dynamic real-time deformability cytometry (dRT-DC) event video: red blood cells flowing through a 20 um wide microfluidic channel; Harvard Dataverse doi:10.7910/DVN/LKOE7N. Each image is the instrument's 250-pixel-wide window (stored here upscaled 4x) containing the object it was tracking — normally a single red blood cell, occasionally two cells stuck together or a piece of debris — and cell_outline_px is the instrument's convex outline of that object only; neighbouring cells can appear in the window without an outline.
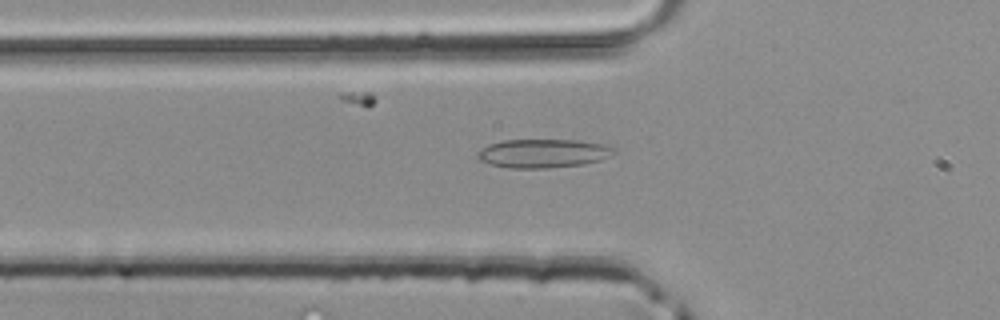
{"species": "common noctule bat (a hibernating species)", "species_latin": "Nyctalus noctula", "temperature_condition": "room temperature", "stored_images_in_passage": 5, "camera_frame_rate_fps": 3000, "um_per_image_px": 0.085, "animal": {"sex": "male", "body_mass_g": 20.4}, "frame": {"image": 1, "passage_image": 5, "time_ms": 1.333, "image_size_px": [1000, 320], "cell_outline_px": [[616, 152], [600, 160], [584, 164], [548, 168], [508, 168], [488, 164], [480, 160], [476, 156], [476, 152], [488, 144], [500, 140], [576, 140], [600, 144], [616, 148]], "centroid_in_image_um": [46.1, 13.04], "position_along_channel_um": 79.7, "area_um2": 22.89}}